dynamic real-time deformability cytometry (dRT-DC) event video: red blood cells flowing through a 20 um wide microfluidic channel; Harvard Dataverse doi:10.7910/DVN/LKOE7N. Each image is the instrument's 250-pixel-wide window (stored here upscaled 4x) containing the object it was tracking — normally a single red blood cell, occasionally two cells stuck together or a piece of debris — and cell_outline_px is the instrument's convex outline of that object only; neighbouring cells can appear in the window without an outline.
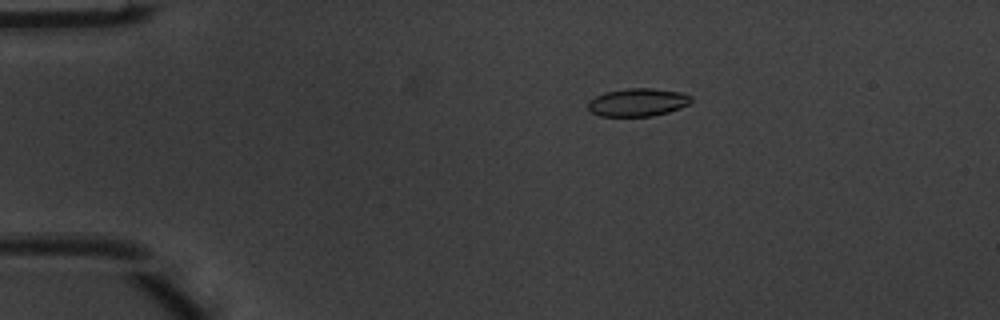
{"species": "common noctule bat (a hibernating species)", "species_latin": "Nyctalus noctula", "temperature_condition": "warm", "stored_images_in_passage": 52, "camera_frame_rate_fps": 3000, "um_per_image_px": 0.085, "animal": {"sex": "male", "body_mass_g": 20.1, "forearm_length_mm": 53.5}, "frame": {"image": 1, "passage_image": 11, "time_ms": 3.333, "image_size_px": [1000, 320], "cell_outline_px": [[692, 100], [688, 104], [680, 108], [668, 112], [652, 116], [600, 116], [592, 112], [588, 108], [588, 100], [604, 92], [628, 88], [652, 88], [680, 92], [692, 96]], "centroid_in_image_um": [54.2, 8.69], "position_along_channel_um": 30.8, "area_um2": 16.82}}
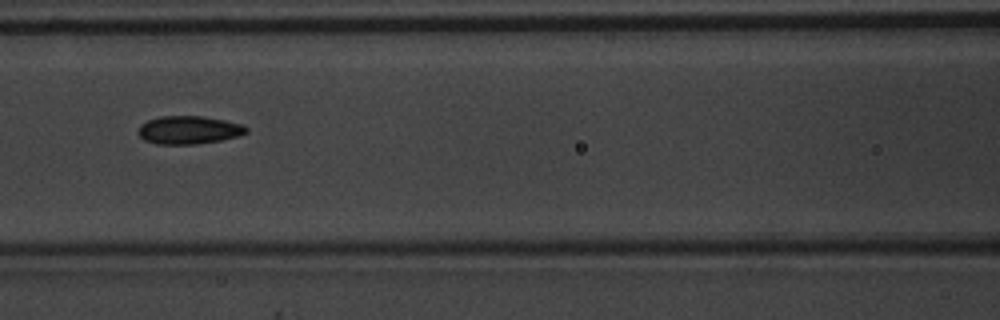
{"frame": {"image": 2, "passage_image": 24, "time_ms": 7.667, "image_size_px": [1000, 320], "cell_outline_px": [[248, 132], [240, 136], [220, 140], [196, 144], [156, 144], [144, 140], [136, 132], [140, 124], [148, 120], [160, 116], [204, 116], [244, 124], [248, 128]], "centroid_in_image_um": [16.05, 11.04], "position_along_channel_um": 150.5, "area_um2": 17.92}}
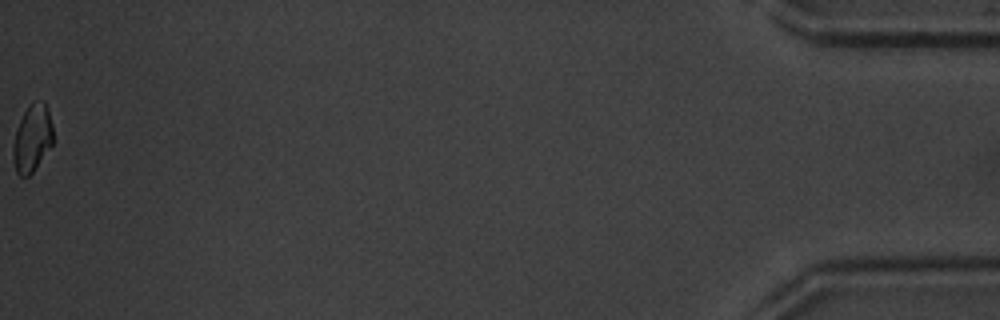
{"frame": {"image": 3, "passage_image": 52, "time_ms": 17.0, "image_size_px": [1000, 320], "cell_outline_px": [[52, 144], [32, 172], [28, 176], [20, 176], [16, 172], [12, 156], [12, 148], [16, 132], [20, 120], [24, 112], [32, 104], [44, 100], [48, 108], [52, 124]], "centroid_in_image_um": [2.73, 11.77], "position_along_channel_um": 432.5, "area_um2": 15.32}, "authors_computed_cell_mechanics": {"area_um2": 16.8198, "velocity_mm_per_s": 4.0404, "shape_relaxation_time_tau1_ms": 4.4899, "shape_relaxation_time_tau2_ms": 3.4721, "deformation_change_tau1": 0.1274, "deformation_change_tau2": 0.0689}}